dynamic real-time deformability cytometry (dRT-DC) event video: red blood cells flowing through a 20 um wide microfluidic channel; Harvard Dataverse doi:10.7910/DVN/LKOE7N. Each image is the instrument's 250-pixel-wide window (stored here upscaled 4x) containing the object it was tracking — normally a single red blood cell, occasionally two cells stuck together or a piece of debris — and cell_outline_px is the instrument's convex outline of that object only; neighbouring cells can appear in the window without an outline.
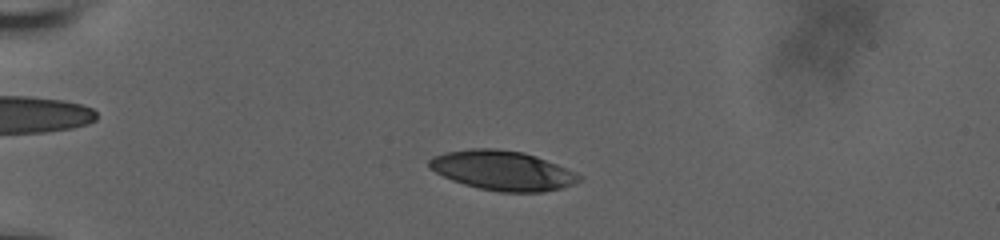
{"species": "human", "species_latin": "Homo sapiens", "temperature_condition": "room temperature", "stored_images_in_passage": 55, "camera_frame_rate_fps": 3000, "um_per_image_px": 0.085, "donor": {"sex": "male"}, "frame": {"image": 1, "passage_image": 13, "time_ms": 4.0, "image_size_px": [1000, 240], "cell_outline_px": [[584, 176], [576, 184], [544, 192], [500, 192], [480, 188], [464, 184], [452, 180], [428, 168], [428, 160], [432, 156], [444, 152], [468, 148], [496, 148], [524, 152], [536, 156], [556, 164]], "centroid_in_image_um": [42.7, 14.48], "position_along_channel_um": 42.3, "area_um2": 34.74}}
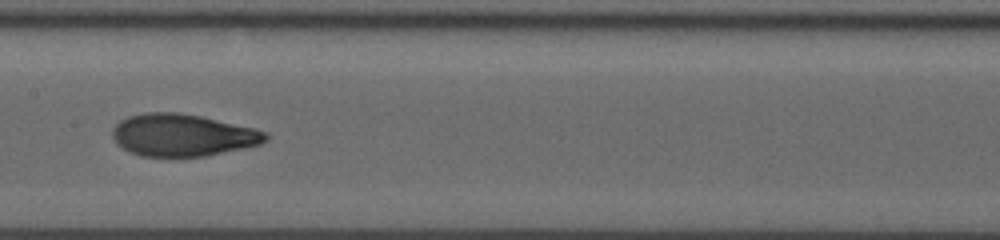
{"frame": {"image": 2, "passage_image": 29, "time_ms": 9.333, "image_size_px": [1000, 240], "cell_outline_px": [[268, 140], [260, 144], [244, 148], [204, 156], [140, 156], [116, 144], [112, 136], [112, 128], [120, 120], [128, 116], [144, 112], [180, 112], [200, 116], [256, 128], [268, 132]], "centroid_in_image_um": [15.53, 11.47], "position_along_channel_um": 191.9, "area_um2": 37.8}}
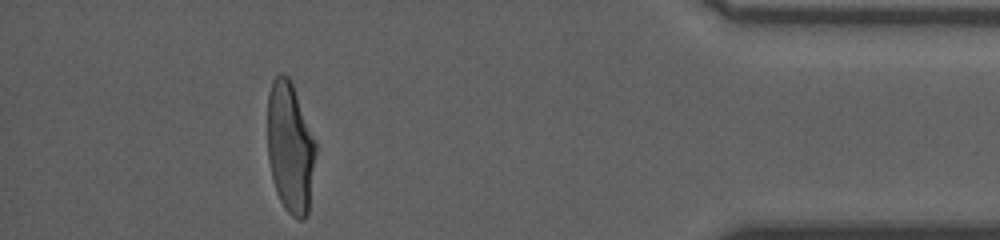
{"frame": {"image": 3, "passage_image": 50, "time_ms": 16.333, "image_size_px": [1000, 240], "cell_outline_px": [[316, 148], [308, 212], [304, 220], [296, 220], [284, 208], [276, 192], [272, 180], [268, 160], [268, 96], [272, 80], [280, 72], [288, 76], [292, 80], [316, 144]], "centroid_in_image_um": [24.65, 12.53], "position_along_channel_um": 410.6, "area_um2": 36.88}, "authors_computed_cell_mechanics": {"area_um2": 37.1076, "velocity_mm_per_s": 3.7453, "shape_relaxation_time_tau1_ms": 6.261, "shape_relaxation_time_tau2_ms": 1.2005, "deformation_change_tau1": 0.2375, "deformation_change_tau2": 0.0685}}